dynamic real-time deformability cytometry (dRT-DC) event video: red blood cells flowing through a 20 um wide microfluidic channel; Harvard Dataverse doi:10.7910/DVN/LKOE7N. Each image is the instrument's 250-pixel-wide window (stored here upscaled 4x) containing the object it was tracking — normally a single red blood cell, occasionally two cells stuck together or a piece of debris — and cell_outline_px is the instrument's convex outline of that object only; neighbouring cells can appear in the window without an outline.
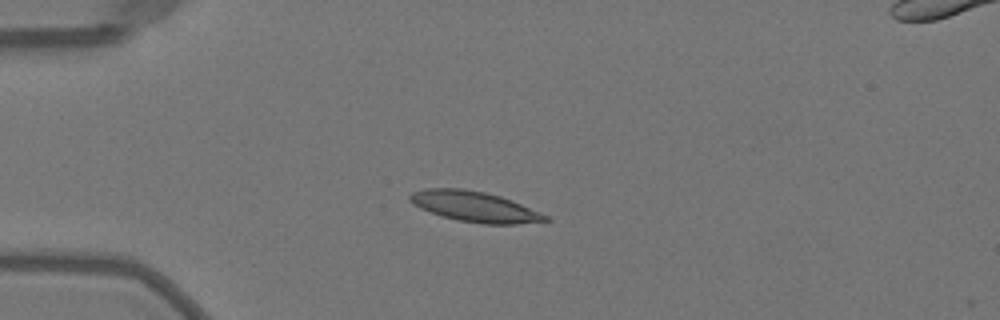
{"species": "Egyptian fruit bat (a non-hibernating species)", "species_latin": "Rousettus aegyptiacus", "temperature_condition": "warm", "stored_images_in_passage": 38, "camera_frame_rate_fps": 3000, "um_per_image_px": 0.085, "animal": {"sex": "female"}, "frame": {"image": 1, "passage_image": 1, "time_ms": 0.0, "image_size_px": [1000, 320], "cell_outline_px": [[552, 220], [516, 224], [484, 224], [456, 220], [440, 216], [420, 208], [412, 204], [408, 200], [408, 196], [412, 192], [424, 188], [464, 188], [484, 192], [500, 196], [512, 200], [548, 216]], "centroid_in_image_um": [40.29, 17.56], "position_along_channel_um": 44.7, "area_um2": 24.16}}
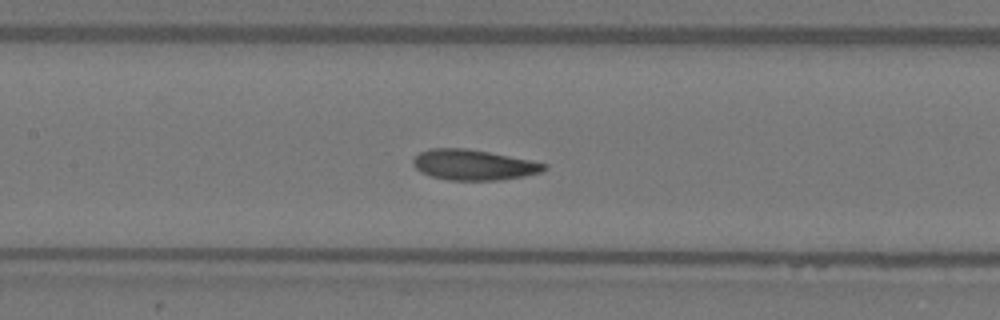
{"frame": {"image": 2, "passage_image": 12, "time_ms": 3.667, "image_size_px": [1000, 320], "cell_outline_px": [[548, 168], [540, 172], [524, 176], [500, 180], [448, 180], [432, 176], [420, 172], [412, 164], [412, 160], [420, 152], [428, 148], [468, 148], [548, 164]], "centroid_in_image_um": [40.22, 14.01], "position_along_channel_um": 167.2, "area_um2": 23.18}}
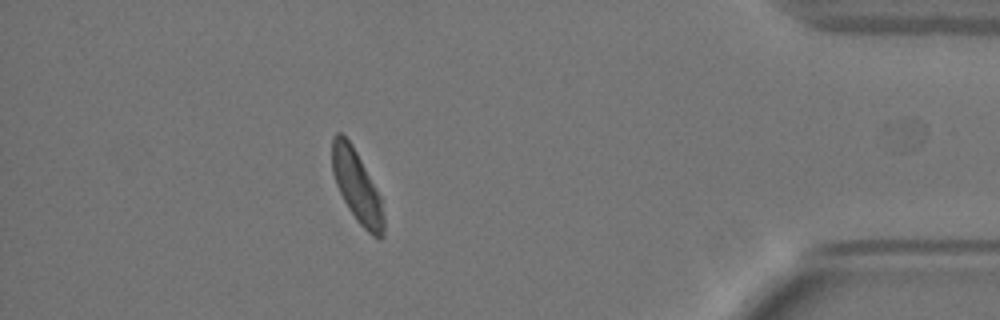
{"frame": {"image": 3, "passage_image": 33, "time_ms": 10.667, "image_size_px": [1000, 320], "cell_outline_px": [[384, 236], [380, 240], [372, 236], [356, 220], [348, 208], [336, 184], [332, 172], [332, 136], [336, 132], [340, 132], [352, 144], [380, 196], [384, 216]], "centroid_in_image_um": [30.33, 15.87], "position_along_channel_um": 404.9, "area_um2": 21.5}, "authors_computed_cell_mechanics": {"area_um2": 23.1778, "velocity_mm_per_s": 4.0024, "shape_relaxation_time_tau1_ms": 3.978, "shape_relaxation_time_tau2_ms": 2.0624, "deformation_change_tau1": 0.1377, "deformation_change_tau2": 0.082}}